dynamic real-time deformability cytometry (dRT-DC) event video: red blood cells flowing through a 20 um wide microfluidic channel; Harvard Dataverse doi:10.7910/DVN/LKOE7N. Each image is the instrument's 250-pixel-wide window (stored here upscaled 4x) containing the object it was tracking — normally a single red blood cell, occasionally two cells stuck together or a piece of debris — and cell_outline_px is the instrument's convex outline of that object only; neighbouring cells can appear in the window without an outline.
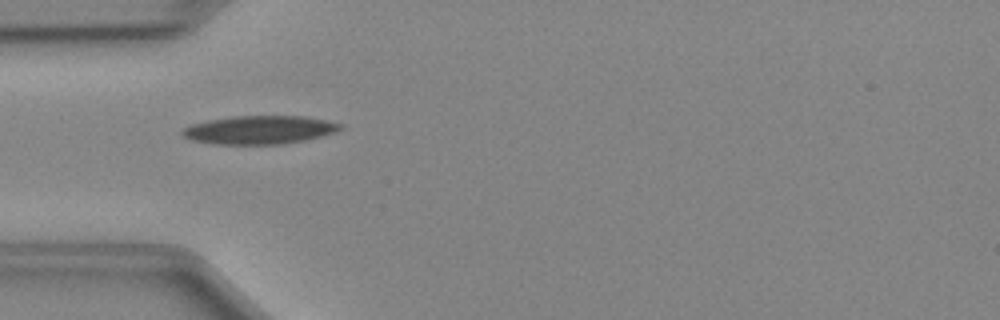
{"species": "Egyptian fruit bat (a non-hibernating species)", "species_latin": "Rousettus aegyptiacus", "temperature_condition": "cold", "stored_images_in_passage": 36, "camera_frame_rate_fps": 3000, "um_per_image_px": 0.085, "animal": {"sex": "female"}, "frame": {"image": 1, "passage_image": 1, "time_ms": 0.0, "image_size_px": [1000, 320], "cell_outline_px": [[328, 128], [320, 132], [300, 136], [272, 140], [224, 140], [196, 136], [188, 132], [196, 128], [216, 124], [240, 120], [292, 120], [324, 124]], "centroid_in_image_um": [21.96, 11.04], "position_along_channel_um": 63.0, "area_um2": 15.2}}
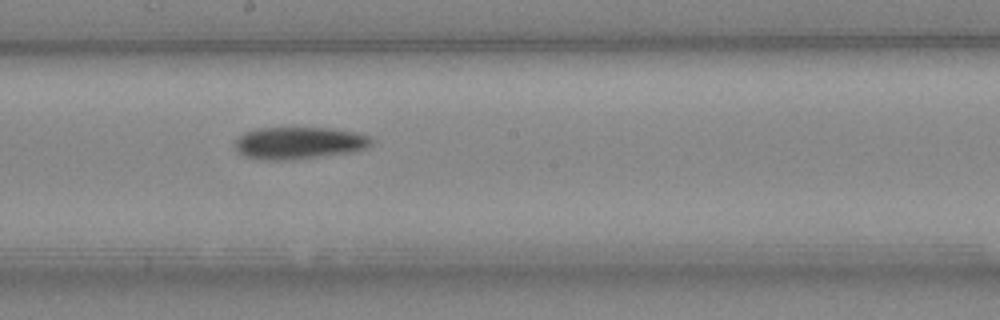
{"frame": {"image": 2, "passage_image": 13, "time_ms": 4.0, "image_size_px": [1000, 320], "cell_outline_px": [[356, 144], [324, 148], [288, 152], [256, 152], [248, 148], [248, 140], [260, 136], [344, 136], [356, 140]], "centroid_in_image_um": [25.21, 12.17], "position_along_channel_um": 223.0, "area_um2": 10.12}}
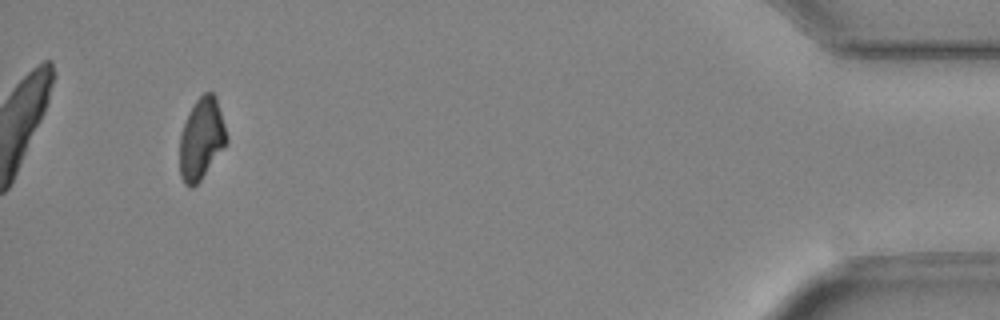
{"frame": {"image": 3, "passage_image": 33, "time_ms": 10.667, "image_size_px": [1000, 320], "cell_outline_px": [[224, 144], [200, 176], [192, 184], [188, 184], [184, 176], [184, 132], [188, 120], [192, 112], [200, 100], [204, 96], [212, 96], [224, 132]], "centroid_in_image_um": [17.16, 11.8], "position_along_channel_um": 418.0, "area_um2": 17.28}}